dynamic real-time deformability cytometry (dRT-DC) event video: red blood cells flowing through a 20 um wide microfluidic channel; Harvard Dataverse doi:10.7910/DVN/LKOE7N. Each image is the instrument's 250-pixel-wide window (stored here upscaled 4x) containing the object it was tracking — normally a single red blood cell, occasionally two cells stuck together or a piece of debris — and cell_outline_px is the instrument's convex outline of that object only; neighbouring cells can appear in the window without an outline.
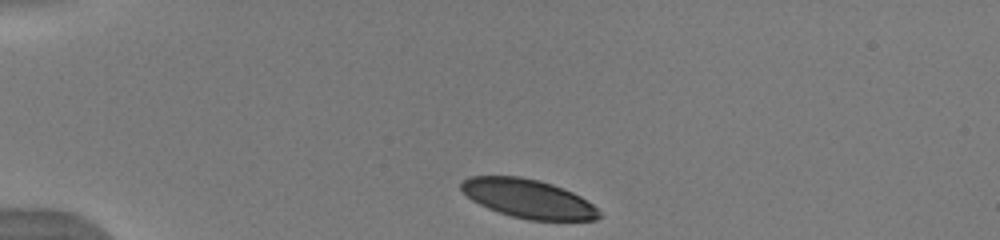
{"species": "human", "species_latin": "Homo sapiens", "temperature_condition": "warm", "stored_images_in_passage": 40, "camera_frame_rate_fps": 3000, "um_per_image_px": 0.085, "donor": {"sex": "male"}, "frame": {"image": 1, "passage_image": 1, "time_ms": 0.0, "image_size_px": [1000, 240], "cell_outline_px": [[600, 216], [596, 220], [528, 220], [512, 216], [488, 208], [472, 200], [460, 188], [460, 184], [468, 176], [520, 176], [540, 180], [552, 184], [572, 192], [580, 196], [592, 204], [600, 212]], "centroid_in_image_um": [44.89, 16.88], "position_along_channel_um": 40.1, "area_um2": 30.98}}
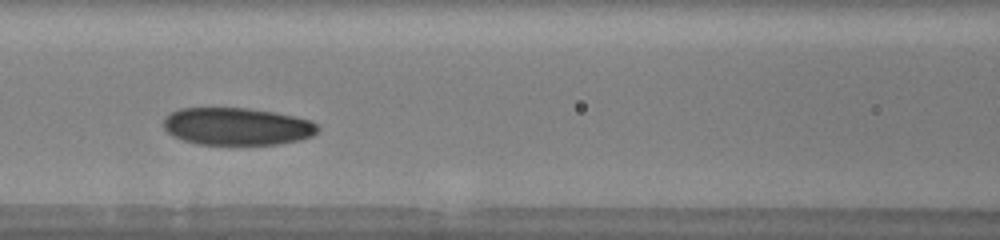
{"frame": {"image": 2, "passage_image": 13, "time_ms": 4.0, "image_size_px": [1000, 240], "cell_outline_px": [[320, 128], [312, 136], [300, 140], [276, 144], [200, 144], [184, 140], [172, 136], [164, 128], [164, 116], [168, 112], [180, 108], [248, 108], [272, 112], [312, 120]], "centroid_in_image_um": [20.12, 10.74], "position_along_channel_um": 146.5, "area_um2": 33.64}}
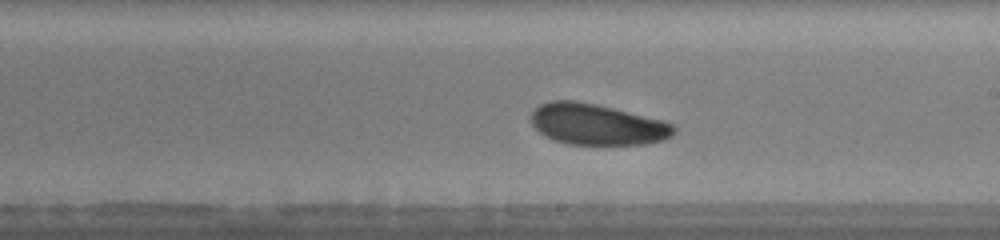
{"frame": {"image": 3, "passage_image": 20, "time_ms": 6.333, "image_size_px": [1000, 240], "cell_outline_px": [[676, 132], [672, 136], [664, 140], [644, 144], [568, 144], [552, 140], [544, 136], [532, 124], [532, 112], [540, 104], [552, 100], [576, 100], [596, 104], [664, 120], [672, 124], [676, 128]], "centroid_in_image_um": [50.76, 10.57], "position_along_channel_um": 238.2, "area_um2": 34.22}, "authors_computed_cell_mechanics": {"area_um2": 34.1309, "velocity_mm_per_s": 3.9407, "shape_relaxation_time_tau1_ms": 2.047, "shape_relaxation_time_tau2_ms": null, "deformation_change_tau1": 0.0772, "deformation_change_tau2": null}}